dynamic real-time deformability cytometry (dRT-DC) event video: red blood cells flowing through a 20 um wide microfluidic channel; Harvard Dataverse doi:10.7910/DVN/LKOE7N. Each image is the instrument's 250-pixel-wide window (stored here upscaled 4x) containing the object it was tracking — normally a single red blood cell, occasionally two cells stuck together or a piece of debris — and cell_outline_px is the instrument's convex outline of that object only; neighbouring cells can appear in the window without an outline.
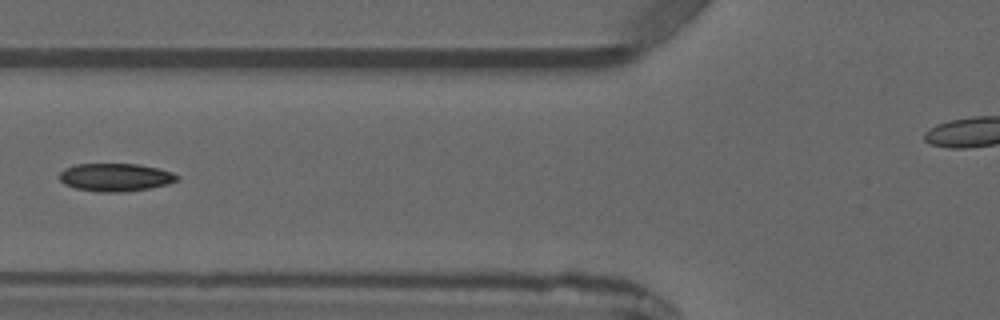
{"species": "common noctule bat (a hibernating species)", "species_latin": "Nyctalus noctula", "temperature_condition": "warm", "stored_images_in_passage": 4, "camera_frame_rate_fps": 3000, "um_per_image_px": 0.085, "animal": {"sex": "male", "forearm_length_mm": 52.5}, "frame": {"image": 1, "passage_image": 4, "time_ms": 3.333, "image_size_px": [1000, 320], "cell_outline_px": [[180, 180], [168, 184], [148, 188], [124, 192], [100, 192], [76, 188], [64, 184], [60, 180], [60, 172], [64, 168], [76, 164], [140, 164], [160, 168], [172, 172], [180, 176]], "centroid_in_image_um": [9.85, 15.06], "position_along_channel_um": 116.0, "area_um2": 19.31}}